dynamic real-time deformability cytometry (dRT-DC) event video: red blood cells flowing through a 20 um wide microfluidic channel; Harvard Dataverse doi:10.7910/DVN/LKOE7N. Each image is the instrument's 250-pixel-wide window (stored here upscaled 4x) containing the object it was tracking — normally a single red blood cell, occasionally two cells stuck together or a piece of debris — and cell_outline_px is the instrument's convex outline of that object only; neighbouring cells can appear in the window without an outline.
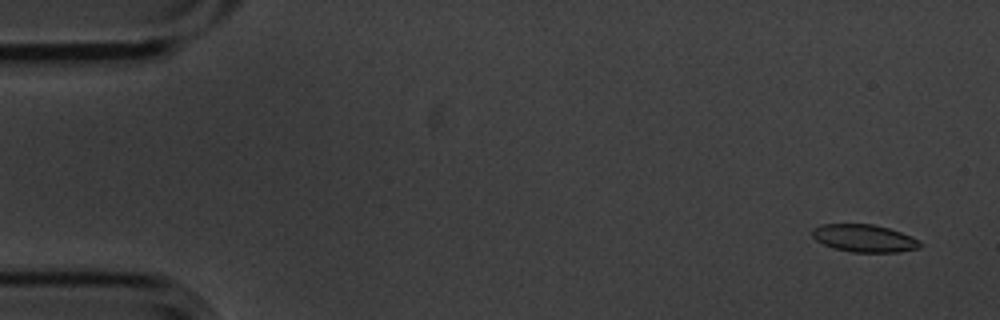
{"species": "common noctule bat (a hibernating species)", "species_latin": "Nyctalus noctula", "temperature_condition": "cold", "stored_images_in_passage": 6, "camera_frame_rate_fps": 3000, "um_per_image_px": 0.085, "animal": {"sex": "male", "body_mass_g": 20.1, "forearm_length_mm": 53.5}, "frame": {"image": 1, "passage_image": 1, "time_ms": 0.0, "image_size_px": [1000, 320], "cell_outline_px": [[920, 248], [900, 252], [852, 252], [832, 248], [816, 240], [812, 236], [812, 228], [820, 224], [872, 224], [888, 228], [912, 236], [920, 240]], "centroid_in_image_um": [73.45, 20.25], "position_along_channel_um": 11.6, "area_um2": 17.4}}